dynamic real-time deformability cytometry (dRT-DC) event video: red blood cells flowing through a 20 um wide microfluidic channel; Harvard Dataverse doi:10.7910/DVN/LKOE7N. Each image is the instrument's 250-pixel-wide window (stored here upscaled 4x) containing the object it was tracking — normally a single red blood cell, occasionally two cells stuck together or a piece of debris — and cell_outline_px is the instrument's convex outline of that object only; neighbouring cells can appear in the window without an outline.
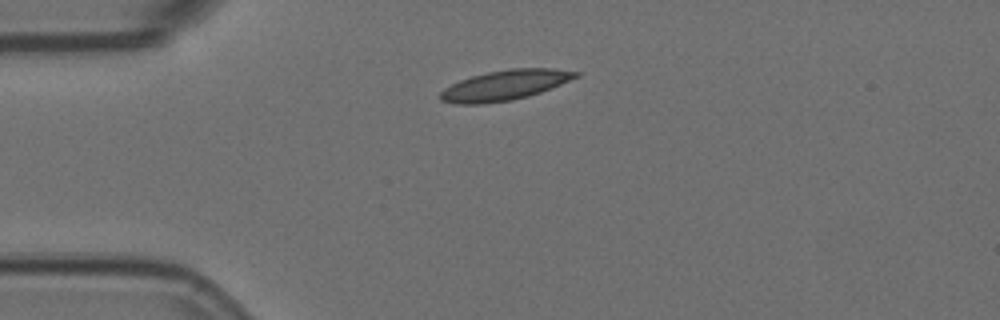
{"species": "Egyptian fruit bat (a non-hibernating species)", "species_latin": "Rousettus aegyptiacus", "temperature_condition": "room temperature", "stored_images_in_passage": 2, "camera_frame_rate_fps": 3000, "um_per_image_px": 0.085, "animal": {"sex": "female"}, "frame": {"image": 1, "passage_image": 1, "time_ms": 0.0, "image_size_px": [1000, 320], "cell_outline_px": [[580, 76], [540, 92], [528, 96], [512, 100], [484, 104], [456, 104], [440, 100], [440, 92], [444, 88], [460, 80], [472, 76], [488, 72], [508, 68], [552, 68], [580, 72]], "centroid_in_image_um": [42.91, 7.24], "position_along_channel_um": 42.1, "area_um2": 23.7}}